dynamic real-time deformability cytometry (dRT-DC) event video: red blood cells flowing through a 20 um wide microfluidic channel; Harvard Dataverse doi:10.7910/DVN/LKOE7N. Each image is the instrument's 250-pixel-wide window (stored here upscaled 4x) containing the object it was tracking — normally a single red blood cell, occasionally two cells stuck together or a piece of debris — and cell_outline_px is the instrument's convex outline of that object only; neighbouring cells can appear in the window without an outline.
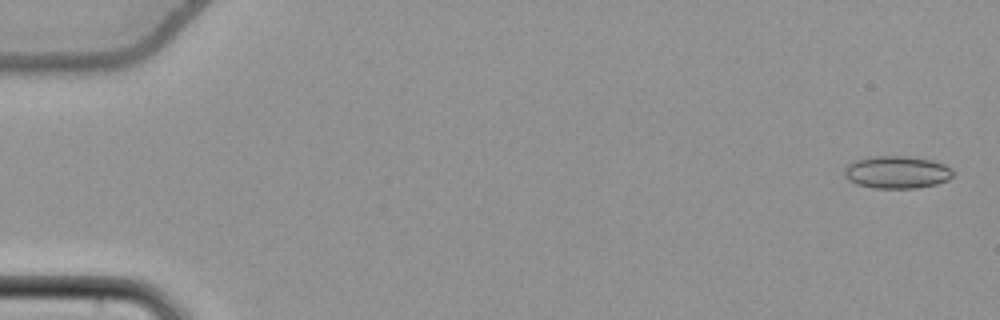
{"species": "common noctule bat (a hibernating species)", "species_latin": "Nyctalus noctula", "temperature_condition": "cold", "stored_images_in_passage": 55, "camera_frame_rate_fps": 3000, "um_per_image_px": 0.085, "animal": {"sex": "female", "body_mass_g": 22.7, "forearm_length_mm": 54.2}, "frame": {"image": 1, "passage_image": 2, "time_ms": 0.333, "image_size_px": [1000, 320], "cell_outline_px": [[956, 172], [948, 180], [936, 184], [916, 188], [872, 188], [848, 180], [844, 176], [844, 168], [848, 164], [856, 160], [872, 156], [904, 156], [932, 160], [944, 164], [952, 168]], "centroid_in_image_um": [76.26, 14.63], "position_along_channel_um": 8.7, "area_um2": 20.63}}
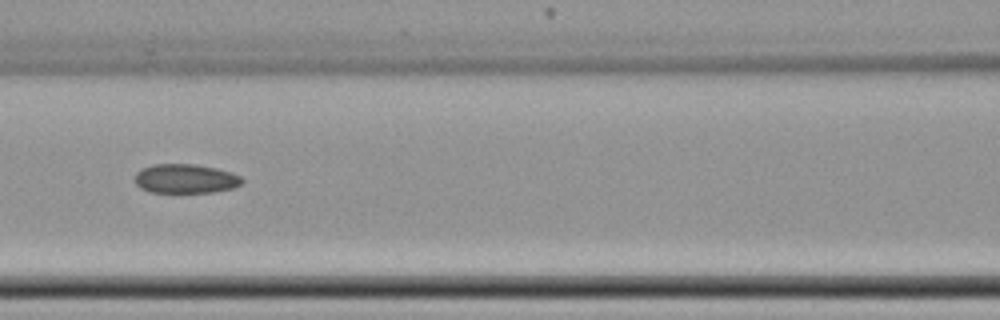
{"frame": {"image": 2, "passage_image": 26, "time_ms": 8.333, "image_size_px": [1000, 320], "cell_outline_px": [[244, 180], [240, 184], [232, 188], [212, 192], [148, 192], [140, 188], [136, 184], [136, 172], [140, 168], [152, 164], [196, 164], [216, 168], [232, 172], [240, 176]], "centroid_in_image_um": [15.74, 15.18], "position_along_channel_um": 150.9, "area_um2": 18.32}}
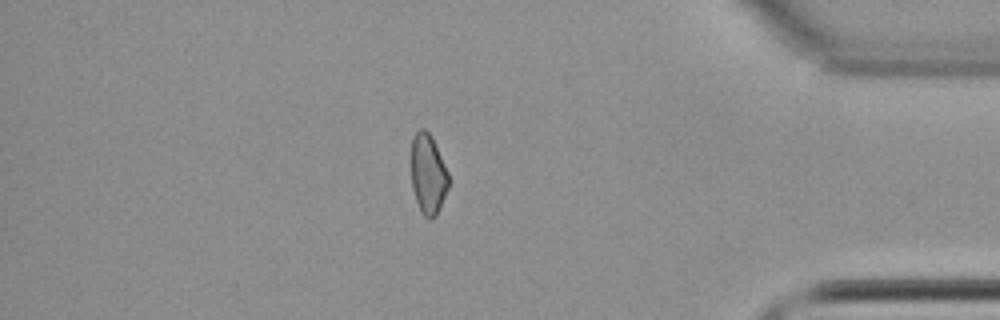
{"frame": {"image": 3, "passage_image": 48, "time_ms": 15.667, "image_size_px": [1000, 320], "cell_outline_px": [[448, 188], [440, 208], [436, 216], [432, 220], [428, 220], [424, 216], [416, 200], [412, 188], [412, 136], [420, 128], [424, 128], [432, 136], [448, 172]], "centroid_in_image_um": [36.39, 14.8], "position_along_channel_um": 398.8, "area_um2": 17.4}, "authors_computed_cell_mechanics": {"area_um2": 18.9584, "velocity_mm_per_s": 3.8336, "shape_relaxation_time_tau1_ms": null, "shape_relaxation_time_tau2_ms": 4.1719, "deformation_change_tau1": null, "deformation_change_tau2": 0.0811}}